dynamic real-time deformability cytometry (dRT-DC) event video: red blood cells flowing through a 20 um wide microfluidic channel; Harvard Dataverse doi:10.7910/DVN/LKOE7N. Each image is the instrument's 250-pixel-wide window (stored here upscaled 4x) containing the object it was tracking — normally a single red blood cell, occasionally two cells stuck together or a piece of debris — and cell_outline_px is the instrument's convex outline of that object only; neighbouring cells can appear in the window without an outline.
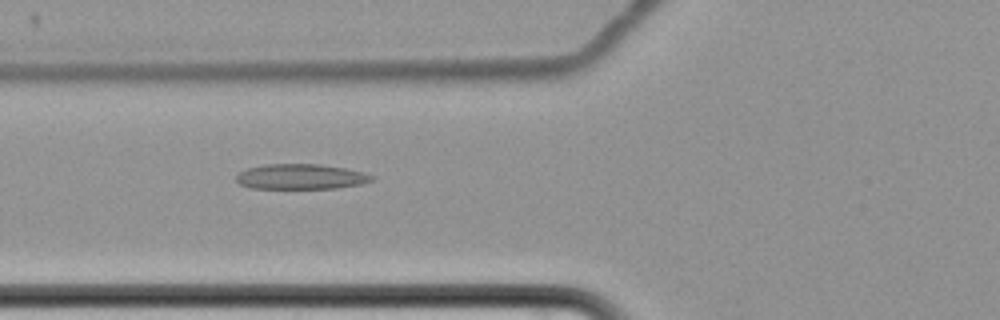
{"species": "common noctule bat (a hibernating species)", "species_latin": "Nyctalus noctula", "temperature_condition": "cold", "stored_images_in_passage": 6, "camera_frame_rate_fps": 3000, "um_per_image_px": 0.085, "animal": {"sex": "female", "body_mass_g": 22.7, "forearm_length_mm": 54.2}, "frame": {"image": 1, "passage_image": 6, "time_ms": 6.0, "image_size_px": [1000, 320], "cell_outline_px": [[376, 176], [372, 180], [360, 184], [336, 188], [252, 188], [240, 184], [236, 180], [236, 176], [240, 172], [248, 168], [264, 164], [320, 164], [344, 168], [364, 172]], "centroid_in_image_um": [25.58, 15.01], "position_along_channel_um": 100.2, "area_um2": 19.83}}